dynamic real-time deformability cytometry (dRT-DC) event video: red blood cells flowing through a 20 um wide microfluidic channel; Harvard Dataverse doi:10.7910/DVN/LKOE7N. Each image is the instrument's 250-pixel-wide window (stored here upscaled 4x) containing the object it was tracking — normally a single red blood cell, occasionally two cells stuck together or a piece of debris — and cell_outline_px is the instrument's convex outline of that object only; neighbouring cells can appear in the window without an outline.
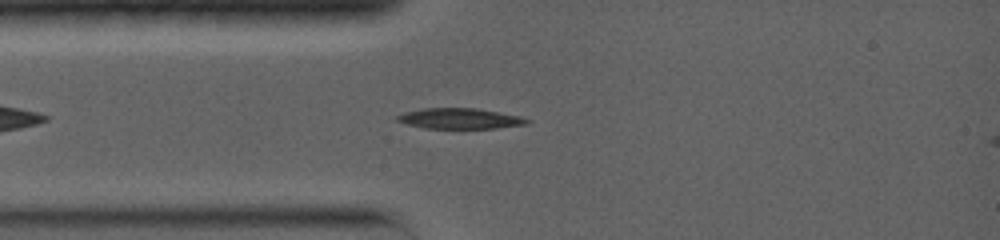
{"species": "common noctule bat (a hibernating species)", "species_latin": "Nyctalus noctula", "temperature_condition": "warm", "stored_images_in_passage": 2, "camera_frame_rate_fps": 5000, "um_per_image_px": 0.085, "animal": {"sex": "female", "body_mass_g": 19.0, "forearm_length_mm": 56.7}, "frame": {"image": 1, "passage_image": 2, "time_ms": 1.2, "image_size_px": [1000, 240], "cell_outline_px": [[532, 120], [528, 124], [496, 128], [424, 128], [408, 124], [396, 120], [396, 116], [404, 112], [424, 108], [476, 108], [520, 116]], "centroid_in_image_um": [39.11, 10.07], "position_along_channel_um": 45.9, "area_um2": 15.49}}